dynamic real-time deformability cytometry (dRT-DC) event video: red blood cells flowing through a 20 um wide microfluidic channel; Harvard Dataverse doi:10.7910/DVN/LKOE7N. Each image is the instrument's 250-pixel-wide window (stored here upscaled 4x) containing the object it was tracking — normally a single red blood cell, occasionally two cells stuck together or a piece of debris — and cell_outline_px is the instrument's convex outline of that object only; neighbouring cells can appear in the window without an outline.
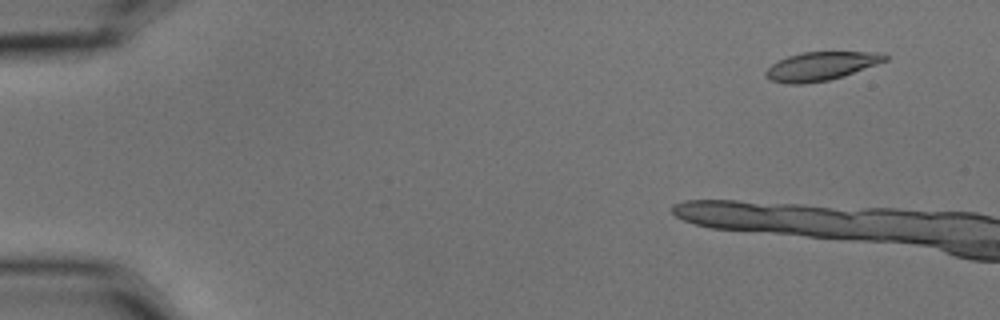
{"species": "common noctule bat (a hibernating species)", "species_latin": "Nyctalus noctula", "temperature_condition": "cold", "stored_images_in_passage": 5, "camera_frame_rate_fps": 3000, "um_per_image_px": 0.085, "animal": {"sex": "male", "body_mass_g": 15.6}, "frame": {"image": 1, "passage_image": 2, "time_ms": 0.333, "image_size_px": [1000, 320], "cell_outline_px": [[888, 60], [844, 76], [828, 80], [804, 84], [788, 84], [772, 80], [764, 72], [772, 64], [788, 56], [804, 52], [884, 52], [888, 56]], "centroid_in_image_um": [69.83, 5.62], "position_along_channel_um": 15.2, "area_um2": 19.71}}